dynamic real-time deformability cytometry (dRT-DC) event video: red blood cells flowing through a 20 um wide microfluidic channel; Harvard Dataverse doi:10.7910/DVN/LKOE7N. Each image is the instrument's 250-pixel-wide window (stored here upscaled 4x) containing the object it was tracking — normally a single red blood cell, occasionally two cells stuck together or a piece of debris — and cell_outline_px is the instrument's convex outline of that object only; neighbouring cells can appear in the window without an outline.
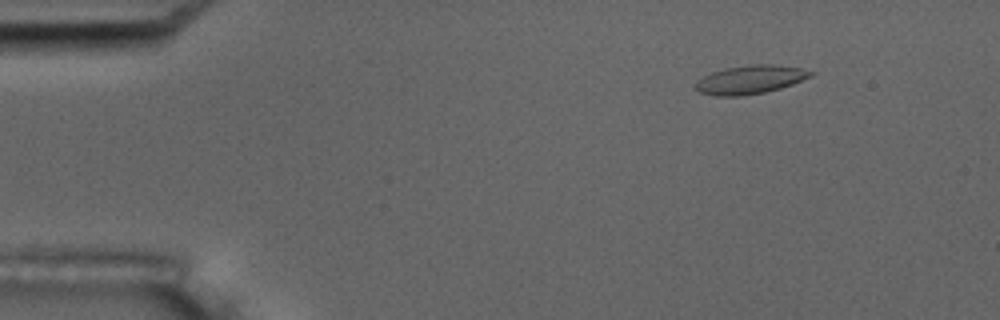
{"species": "common noctule bat (a hibernating species)", "species_latin": "Nyctalus noctula", "temperature_condition": "room temperature", "stored_images_in_passage": 5, "camera_frame_rate_fps": 3000, "um_per_image_px": 0.085, "animal": {"sex": "male", "body_mass_g": 17.5, "forearm_length_mm": 52.3}, "frame": {"image": 1, "passage_image": 3, "time_ms": 2.333, "image_size_px": [1000, 320], "cell_outline_px": [[816, 72], [812, 76], [792, 84], [780, 88], [764, 92], [740, 96], [716, 96], [700, 92], [696, 88], [696, 80], [712, 72], [724, 68], [752, 64], [772, 64], [800, 68]], "centroid_in_image_um": [63.77, 6.76], "position_along_channel_um": 21.2, "area_um2": 19.07}}